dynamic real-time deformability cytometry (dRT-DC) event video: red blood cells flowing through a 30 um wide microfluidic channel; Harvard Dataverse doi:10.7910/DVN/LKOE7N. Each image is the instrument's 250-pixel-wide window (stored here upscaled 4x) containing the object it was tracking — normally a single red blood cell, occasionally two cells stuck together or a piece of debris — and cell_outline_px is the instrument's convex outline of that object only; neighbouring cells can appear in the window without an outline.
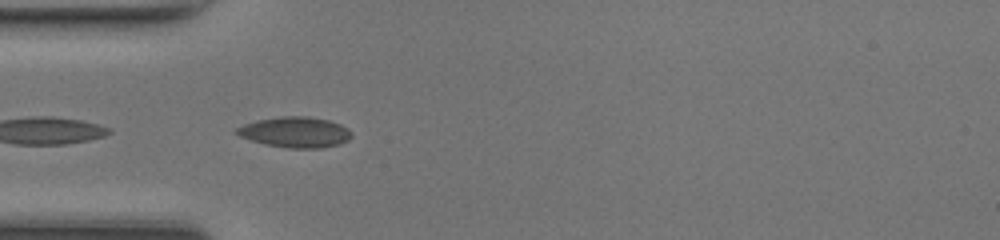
{"species": "common noctule bat (a hibernating species)", "species_latin": "Nyctalus noctula", "temperature_condition": "room temperature", "stored_images_in_passage": 11, "camera_frame_rate_fps": 3000, "um_per_image_px": 0.085, "animal": {"sex": "female", "body_mass_g": 17.0, "forearm_length_mm": 48.0}, "frame": {"image": 1, "passage_image": 4, "time_ms": 1.0, "image_size_px": [1000, 240], "cell_outline_px": [[352, 136], [348, 140], [340, 144], [320, 148], [288, 148], [264, 144], [240, 136], [232, 132], [236, 128], [244, 124], [256, 120], [280, 116], [308, 116], [328, 120], [340, 124], [348, 128], [352, 132]], "centroid_in_image_um": [25.09, 11.23], "position_along_channel_um": 59.9, "area_um2": 20.63}}
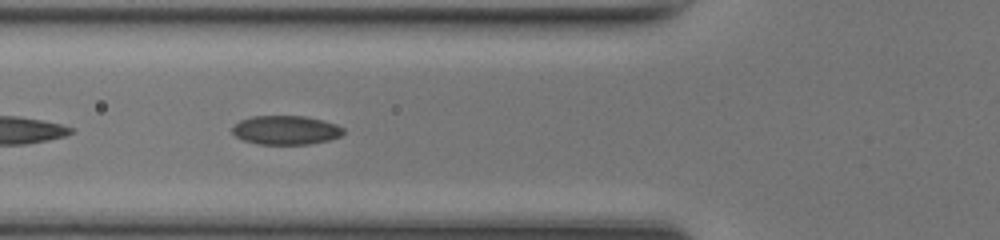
{"frame": {"image": 2, "passage_image": 7, "time_ms": 2.0, "image_size_px": [1000, 240], "cell_outline_px": [[344, 132], [340, 136], [328, 140], [308, 144], [256, 144], [244, 140], [236, 136], [232, 132], [232, 128], [240, 120], [252, 116], [304, 116], [336, 124], [344, 128]], "centroid_in_image_um": [24.28, 11.06], "position_along_channel_um": 101.5, "area_um2": 18.61}}